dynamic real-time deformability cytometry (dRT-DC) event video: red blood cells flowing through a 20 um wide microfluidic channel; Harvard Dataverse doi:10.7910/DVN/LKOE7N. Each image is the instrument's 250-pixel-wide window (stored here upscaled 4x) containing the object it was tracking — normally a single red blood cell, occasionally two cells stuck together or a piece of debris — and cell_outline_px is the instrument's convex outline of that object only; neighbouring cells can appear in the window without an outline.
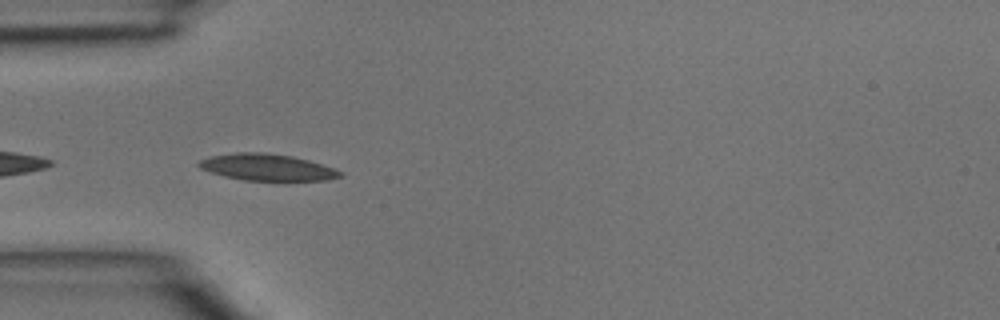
{"species": "common noctule bat (a hibernating species)", "species_latin": "Nyctalus noctula", "temperature_condition": "room temperature", "stored_images_in_passage": 16, "camera_frame_rate_fps": 3000, "um_per_image_px": 0.085, "animal": {"sex": "male", "body_mass_g": 15.6}, "frame": {"image": 1, "passage_image": 14, "time_ms": 4.333, "image_size_px": [1000, 320], "cell_outline_px": [[344, 176], [328, 180], [244, 180], [224, 176], [200, 168], [196, 164], [200, 160], [212, 156], [236, 152], [264, 152], [292, 156], [308, 160], [344, 172]], "centroid_in_image_um": [22.71, 14.21], "position_along_channel_um": 62.3, "area_um2": 21.73}}